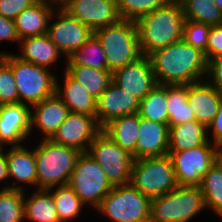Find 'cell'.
I'll return each mask as SVG.
<instances>
[{
  "label": "cell",
  "instance_id": "obj_39",
  "mask_svg": "<svg viewBox=\"0 0 222 222\" xmlns=\"http://www.w3.org/2000/svg\"><path fill=\"white\" fill-rule=\"evenodd\" d=\"M204 53L208 61L222 56V25L211 26Z\"/></svg>",
  "mask_w": 222,
  "mask_h": 222
},
{
  "label": "cell",
  "instance_id": "obj_1",
  "mask_svg": "<svg viewBox=\"0 0 222 222\" xmlns=\"http://www.w3.org/2000/svg\"><path fill=\"white\" fill-rule=\"evenodd\" d=\"M149 58L159 85H189L206 78L205 53L183 39L155 50Z\"/></svg>",
  "mask_w": 222,
  "mask_h": 222
},
{
  "label": "cell",
  "instance_id": "obj_45",
  "mask_svg": "<svg viewBox=\"0 0 222 222\" xmlns=\"http://www.w3.org/2000/svg\"><path fill=\"white\" fill-rule=\"evenodd\" d=\"M47 3L50 2V4L54 5L56 3L57 8H62L64 5H66L70 0H45ZM52 2V3H51Z\"/></svg>",
  "mask_w": 222,
  "mask_h": 222
},
{
  "label": "cell",
  "instance_id": "obj_27",
  "mask_svg": "<svg viewBox=\"0 0 222 222\" xmlns=\"http://www.w3.org/2000/svg\"><path fill=\"white\" fill-rule=\"evenodd\" d=\"M27 199L24 197V219L32 222H60L54 198L47 189H36Z\"/></svg>",
  "mask_w": 222,
  "mask_h": 222
},
{
  "label": "cell",
  "instance_id": "obj_26",
  "mask_svg": "<svg viewBox=\"0 0 222 222\" xmlns=\"http://www.w3.org/2000/svg\"><path fill=\"white\" fill-rule=\"evenodd\" d=\"M207 127L196 120L169 128V151H184L209 142Z\"/></svg>",
  "mask_w": 222,
  "mask_h": 222
},
{
  "label": "cell",
  "instance_id": "obj_21",
  "mask_svg": "<svg viewBox=\"0 0 222 222\" xmlns=\"http://www.w3.org/2000/svg\"><path fill=\"white\" fill-rule=\"evenodd\" d=\"M6 160H7V170L8 177L10 179L14 178L17 181V185H7L3 189H17L22 190V185H32L34 188H37V169H36V158L35 151L29 150L25 146H13L6 151ZM12 177V178H11ZM20 185V186H19ZM36 186V187H35Z\"/></svg>",
  "mask_w": 222,
  "mask_h": 222
},
{
  "label": "cell",
  "instance_id": "obj_17",
  "mask_svg": "<svg viewBox=\"0 0 222 222\" xmlns=\"http://www.w3.org/2000/svg\"><path fill=\"white\" fill-rule=\"evenodd\" d=\"M139 107V98L111 81L96 101L95 117L98 124L103 127L114 118L138 113Z\"/></svg>",
  "mask_w": 222,
  "mask_h": 222
},
{
  "label": "cell",
  "instance_id": "obj_5",
  "mask_svg": "<svg viewBox=\"0 0 222 222\" xmlns=\"http://www.w3.org/2000/svg\"><path fill=\"white\" fill-rule=\"evenodd\" d=\"M205 209L199 186L177 185L163 196L151 199L149 222H190Z\"/></svg>",
  "mask_w": 222,
  "mask_h": 222
},
{
  "label": "cell",
  "instance_id": "obj_7",
  "mask_svg": "<svg viewBox=\"0 0 222 222\" xmlns=\"http://www.w3.org/2000/svg\"><path fill=\"white\" fill-rule=\"evenodd\" d=\"M139 192L150 199L163 196L177 186L170 157L135 159L132 164L131 182Z\"/></svg>",
  "mask_w": 222,
  "mask_h": 222
},
{
  "label": "cell",
  "instance_id": "obj_36",
  "mask_svg": "<svg viewBox=\"0 0 222 222\" xmlns=\"http://www.w3.org/2000/svg\"><path fill=\"white\" fill-rule=\"evenodd\" d=\"M170 0H116L121 19L136 22L142 16L164 6Z\"/></svg>",
  "mask_w": 222,
  "mask_h": 222
},
{
  "label": "cell",
  "instance_id": "obj_12",
  "mask_svg": "<svg viewBox=\"0 0 222 222\" xmlns=\"http://www.w3.org/2000/svg\"><path fill=\"white\" fill-rule=\"evenodd\" d=\"M102 131L96 117L69 112L50 139L54 143L87 152L94 138Z\"/></svg>",
  "mask_w": 222,
  "mask_h": 222
},
{
  "label": "cell",
  "instance_id": "obj_10",
  "mask_svg": "<svg viewBox=\"0 0 222 222\" xmlns=\"http://www.w3.org/2000/svg\"><path fill=\"white\" fill-rule=\"evenodd\" d=\"M87 153L100 164L111 185L120 186L131 182L134 158L101 131L89 145Z\"/></svg>",
  "mask_w": 222,
  "mask_h": 222
},
{
  "label": "cell",
  "instance_id": "obj_4",
  "mask_svg": "<svg viewBox=\"0 0 222 222\" xmlns=\"http://www.w3.org/2000/svg\"><path fill=\"white\" fill-rule=\"evenodd\" d=\"M106 54L108 70L113 73L143 55L140 51L137 25L134 21L118 22L94 31Z\"/></svg>",
  "mask_w": 222,
  "mask_h": 222
},
{
  "label": "cell",
  "instance_id": "obj_11",
  "mask_svg": "<svg viewBox=\"0 0 222 222\" xmlns=\"http://www.w3.org/2000/svg\"><path fill=\"white\" fill-rule=\"evenodd\" d=\"M218 147L211 141L184 151H168L177 185L199 186L216 162Z\"/></svg>",
  "mask_w": 222,
  "mask_h": 222
},
{
  "label": "cell",
  "instance_id": "obj_33",
  "mask_svg": "<svg viewBox=\"0 0 222 222\" xmlns=\"http://www.w3.org/2000/svg\"><path fill=\"white\" fill-rule=\"evenodd\" d=\"M185 19L210 26L221 25L222 11L214 0H179Z\"/></svg>",
  "mask_w": 222,
  "mask_h": 222
},
{
  "label": "cell",
  "instance_id": "obj_24",
  "mask_svg": "<svg viewBox=\"0 0 222 222\" xmlns=\"http://www.w3.org/2000/svg\"><path fill=\"white\" fill-rule=\"evenodd\" d=\"M21 55L15 54L19 59L45 68L56 64L60 55H63L57 46L50 40L48 34L23 38L18 43Z\"/></svg>",
  "mask_w": 222,
  "mask_h": 222
},
{
  "label": "cell",
  "instance_id": "obj_20",
  "mask_svg": "<svg viewBox=\"0 0 222 222\" xmlns=\"http://www.w3.org/2000/svg\"><path fill=\"white\" fill-rule=\"evenodd\" d=\"M222 94L206 79L188 85V102L195 119L206 127L217 115Z\"/></svg>",
  "mask_w": 222,
  "mask_h": 222
},
{
  "label": "cell",
  "instance_id": "obj_19",
  "mask_svg": "<svg viewBox=\"0 0 222 222\" xmlns=\"http://www.w3.org/2000/svg\"><path fill=\"white\" fill-rule=\"evenodd\" d=\"M33 108V109H32ZM30 131L33 132L34 125L40 130L44 140L51 139L58 127L66 119L69 109L56 95V93L40 103L31 106ZM32 111H34L32 113Z\"/></svg>",
  "mask_w": 222,
  "mask_h": 222
},
{
  "label": "cell",
  "instance_id": "obj_35",
  "mask_svg": "<svg viewBox=\"0 0 222 222\" xmlns=\"http://www.w3.org/2000/svg\"><path fill=\"white\" fill-rule=\"evenodd\" d=\"M25 192L17 189H0V222L24 221Z\"/></svg>",
  "mask_w": 222,
  "mask_h": 222
},
{
  "label": "cell",
  "instance_id": "obj_38",
  "mask_svg": "<svg viewBox=\"0 0 222 222\" xmlns=\"http://www.w3.org/2000/svg\"><path fill=\"white\" fill-rule=\"evenodd\" d=\"M210 29L211 26L208 24L185 19L182 39L194 48L205 52Z\"/></svg>",
  "mask_w": 222,
  "mask_h": 222
},
{
  "label": "cell",
  "instance_id": "obj_40",
  "mask_svg": "<svg viewBox=\"0 0 222 222\" xmlns=\"http://www.w3.org/2000/svg\"><path fill=\"white\" fill-rule=\"evenodd\" d=\"M36 1L37 0H0V15L14 20L18 14Z\"/></svg>",
  "mask_w": 222,
  "mask_h": 222
},
{
  "label": "cell",
  "instance_id": "obj_22",
  "mask_svg": "<svg viewBox=\"0 0 222 222\" xmlns=\"http://www.w3.org/2000/svg\"><path fill=\"white\" fill-rule=\"evenodd\" d=\"M51 5L45 0H37L17 15L14 21L20 40L47 33L50 21L55 19L53 17H55L54 11L56 8H53Z\"/></svg>",
  "mask_w": 222,
  "mask_h": 222
},
{
  "label": "cell",
  "instance_id": "obj_3",
  "mask_svg": "<svg viewBox=\"0 0 222 222\" xmlns=\"http://www.w3.org/2000/svg\"><path fill=\"white\" fill-rule=\"evenodd\" d=\"M37 189L67 185L82 152L75 148L41 139L35 146Z\"/></svg>",
  "mask_w": 222,
  "mask_h": 222
},
{
  "label": "cell",
  "instance_id": "obj_37",
  "mask_svg": "<svg viewBox=\"0 0 222 222\" xmlns=\"http://www.w3.org/2000/svg\"><path fill=\"white\" fill-rule=\"evenodd\" d=\"M19 103V94L12 67L0 58V105Z\"/></svg>",
  "mask_w": 222,
  "mask_h": 222
},
{
  "label": "cell",
  "instance_id": "obj_34",
  "mask_svg": "<svg viewBox=\"0 0 222 222\" xmlns=\"http://www.w3.org/2000/svg\"><path fill=\"white\" fill-rule=\"evenodd\" d=\"M207 209L222 217V168L215 162L199 185Z\"/></svg>",
  "mask_w": 222,
  "mask_h": 222
},
{
  "label": "cell",
  "instance_id": "obj_31",
  "mask_svg": "<svg viewBox=\"0 0 222 222\" xmlns=\"http://www.w3.org/2000/svg\"><path fill=\"white\" fill-rule=\"evenodd\" d=\"M138 114L141 118L168 125L167 85L157 84L140 100Z\"/></svg>",
  "mask_w": 222,
  "mask_h": 222
},
{
  "label": "cell",
  "instance_id": "obj_30",
  "mask_svg": "<svg viewBox=\"0 0 222 222\" xmlns=\"http://www.w3.org/2000/svg\"><path fill=\"white\" fill-rule=\"evenodd\" d=\"M66 60L67 65H79L108 70L106 54L100 40L94 33L78 50L66 58Z\"/></svg>",
  "mask_w": 222,
  "mask_h": 222
},
{
  "label": "cell",
  "instance_id": "obj_8",
  "mask_svg": "<svg viewBox=\"0 0 222 222\" xmlns=\"http://www.w3.org/2000/svg\"><path fill=\"white\" fill-rule=\"evenodd\" d=\"M151 199L131 183L114 186L96 210L112 222H149Z\"/></svg>",
  "mask_w": 222,
  "mask_h": 222
},
{
  "label": "cell",
  "instance_id": "obj_47",
  "mask_svg": "<svg viewBox=\"0 0 222 222\" xmlns=\"http://www.w3.org/2000/svg\"><path fill=\"white\" fill-rule=\"evenodd\" d=\"M217 7L222 11V0H214Z\"/></svg>",
  "mask_w": 222,
  "mask_h": 222
},
{
  "label": "cell",
  "instance_id": "obj_42",
  "mask_svg": "<svg viewBox=\"0 0 222 222\" xmlns=\"http://www.w3.org/2000/svg\"><path fill=\"white\" fill-rule=\"evenodd\" d=\"M0 41H20L16 27L15 21L10 18L3 17L0 15Z\"/></svg>",
  "mask_w": 222,
  "mask_h": 222
},
{
  "label": "cell",
  "instance_id": "obj_48",
  "mask_svg": "<svg viewBox=\"0 0 222 222\" xmlns=\"http://www.w3.org/2000/svg\"><path fill=\"white\" fill-rule=\"evenodd\" d=\"M3 54H5V52H0V58L2 57Z\"/></svg>",
  "mask_w": 222,
  "mask_h": 222
},
{
  "label": "cell",
  "instance_id": "obj_41",
  "mask_svg": "<svg viewBox=\"0 0 222 222\" xmlns=\"http://www.w3.org/2000/svg\"><path fill=\"white\" fill-rule=\"evenodd\" d=\"M205 79L222 94V56L208 61Z\"/></svg>",
  "mask_w": 222,
  "mask_h": 222
},
{
  "label": "cell",
  "instance_id": "obj_29",
  "mask_svg": "<svg viewBox=\"0 0 222 222\" xmlns=\"http://www.w3.org/2000/svg\"><path fill=\"white\" fill-rule=\"evenodd\" d=\"M168 126L196 120L188 102V85H167Z\"/></svg>",
  "mask_w": 222,
  "mask_h": 222
},
{
  "label": "cell",
  "instance_id": "obj_2",
  "mask_svg": "<svg viewBox=\"0 0 222 222\" xmlns=\"http://www.w3.org/2000/svg\"><path fill=\"white\" fill-rule=\"evenodd\" d=\"M184 22L179 0H170L164 6L139 18L135 23L142 55L149 56L155 50L182 39Z\"/></svg>",
  "mask_w": 222,
  "mask_h": 222
},
{
  "label": "cell",
  "instance_id": "obj_6",
  "mask_svg": "<svg viewBox=\"0 0 222 222\" xmlns=\"http://www.w3.org/2000/svg\"><path fill=\"white\" fill-rule=\"evenodd\" d=\"M2 58L12 67L21 104L31 107L55 94L56 76L50 69L23 61L8 52Z\"/></svg>",
  "mask_w": 222,
  "mask_h": 222
},
{
  "label": "cell",
  "instance_id": "obj_44",
  "mask_svg": "<svg viewBox=\"0 0 222 222\" xmlns=\"http://www.w3.org/2000/svg\"><path fill=\"white\" fill-rule=\"evenodd\" d=\"M4 149L0 148V182L3 180H7L8 177V170H7V160L6 154Z\"/></svg>",
  "mask_w": 222,
  "mask_h": 222
},
{
  "label": "cell",
  "instance_id": "obj_18",
  "mask_svg": "<svg viewBox=\"0 0 222 222\" xmlns=\"http://www.w3.org/2000/svg\"><path fill=\"white\" fill-rule=\"evenodd\" d=\"M136 159L160 157L169 151V126L139 116Z\"/></svg>",
  "mask_w": 222,
  "mask_h": 222
},
{
  "label": "cell",
  "instance_id": "obj_15",
  "mask_svg": "<svg viewBox=\"0 0 222 222\" xmlns=\"http://www.w3.org/2000/svg\"><path fill=\"white\" fill-rule=\"evenodd\" d=\"M31 108L28 105L10 103L0 105V148L20 146L31 134Z\"/></svg>",
  "mask_w": 222,
  "mask_h": 222
},
{
  "label": "cell",
  "instance_id": "obj_14",
  "mask_svg": "<svg viewBox=\"0 0 222 222\" xmlns=\"http://www.w3.org/2000/svg\"><path fill=\"white\" fill-rule=\"evenodd\" d=\"M62 8L93 32L121 19L116 0H70Z\"/></svg>",
  "mask_w": 222,
  "mask_h": 222
},
{
  "label": "cell",
  "instance_id": "obj_43",
  "mask_svg": "<svg viewBox=\"0 0 222 222\" xmlns=\"http://www.w3.org/2000/svg\"><path fill=\"white\" fill-rule=\"evenodd\" d=\"M209 129L212 132L213 136V138H208L209 141H212L213 139L212 143L217 147H221L222 146V100L217 115L214 117L212 122L207 127V132H210Z\"/></svg>",
  "mask_w": 222,
  "mask_h": 222
},
{
  "label": "cell",
  "instance_id": "obj_9",
  "mask_svg": "<svg viewBox=\"0 0 222 222\" xmlns=\"http://www.w3.org/2000/svg\"><path fill=\"white\" fill-rule=\"evenodd\" d=\"M68 185L81 201L97 208L113 189L103 167L87 152H82L71 173Z\"/></svg>",
  "mask_w": 222,
  "mask_h": 222
},
{
  "label": "cell",
  "instance_id": "obj_32",
  "mask_svg": "<svg viewBox=\"0 0 222 222\" xmlns=\"http://www.w3.org/2000/svg\"><path fill=\"white\" fill-rule=\"evenodd\" d=\"M55 189L54 191H52ZM54 198L56 212L60 222L74 220L81 213L84 203L67 184L47 189Z\"/></svg>",
  "mask_w": 222,
  "mask_h": 222
},
{
  "label": "cell",
  "instance_id": "obj_16",
  "mask_svg": "<svg viewBox=\"0 0 222 222\" xmlns=\"http://www.w3.org/2000/svg\"><path fill=\"white\" fill-rule=\"evenodd\" d=\"M112 81L140 100L157 85L149 56H142L134 63L127 64L114 71Z\"/></svg>",
  "mask_w": 222,
  "mask_h": 222
},
{
  "label": "cell",
  "instance_id": "obj_13",
  "mask_svg": "<svg viewBox=\"0 0 222 222\" xmlns=\"http://www.w3.org/2000/svg\"><path fill=\"white\" fill-rule=\"evenodd\" d=\"M56 11V14H55ZM56 22L49 24L47 34L58 50L68 58L94 33L89 27L72 17L63 8H56ZM58 14V15H57Z\"/></svg>",
  "mask_w": 222,
  "mask_h": 222
},
{
  "label": "cell",
  "instance_id": "obj_25",
  "mask_svg": "<svg viewBox=\"0 0 222 222\" xmlns=\"http://www.w3.org/2000/svg\"><path fill=\"white\" fill-rule=\"evenodd\" d=\"M139 114L125 115L112 119L102 127L117 145L136 159V143L138 139Z\"/></svg>",
  "mask_w": 222,
  "mask_h": 222
},
{
  "label": "cell",
  "instance_id": "obj_46",
  "mask_svg": "<svg viewBox=\"0 0 222 222\" xmlns=\"http://www.w3.org/2000/svg\"><path fill=\"white\" fill-rule=\"evenodd\" d=\"M216 162L222 168V146L218 147L217 155H216Z\"/></svg>",
  "mask_w": 222,
  "mask_h": 222
},
{
  "label": "cell",
  "instance_id": "obj_23",
  "mask_svg": "<svg viewBox=\"0 0 222 222\" xmlns=\"http://www.w3.org/2000/svg\"><path fill=\"white\" fill-rule=\"evenodd\" d=\"M64 85L60 86L59 80L56 76V95L68 107L69 112L82 113L95 117L96 101L97 99L92 96L81 83L73 79L64 70Z\"/></svg>",
  "mask_w": 222,
  "mask_h": 222
},
{
  "label": "cell",
  "instance_id": "obj_28",
  "mask_svg": "<svg viewBox=\"0 0 222 222\" xmlns=\"http://www.w3.org/2000/svg\"><path fill=\"white\" fill-rule=\"evenodd\" d=\"M65 67L64 70L73 79L81 83L96 99L100 97L112 81V73L109 70H100L79 65H66Z\"/></svg>",
  "mask_w": 222,
  "mask_h": 222
}]
</instances>
